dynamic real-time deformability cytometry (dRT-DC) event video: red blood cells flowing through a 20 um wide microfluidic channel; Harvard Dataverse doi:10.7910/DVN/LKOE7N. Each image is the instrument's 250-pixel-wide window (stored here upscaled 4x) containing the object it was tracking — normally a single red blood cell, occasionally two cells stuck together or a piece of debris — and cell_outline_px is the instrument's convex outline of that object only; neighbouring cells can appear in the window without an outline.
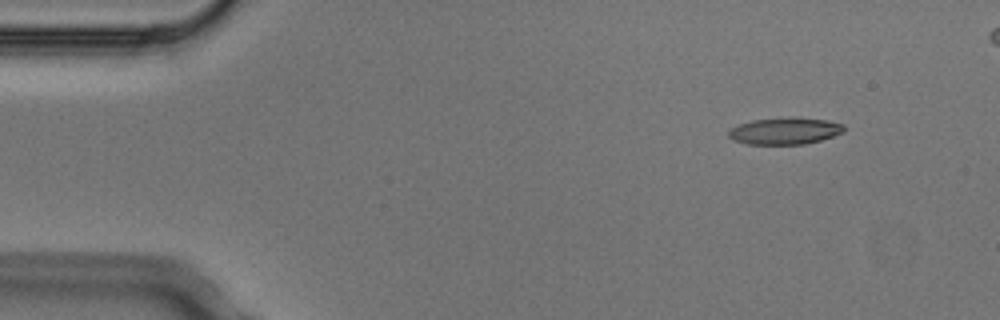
{"species": "Egyptian fruit bat (a non-hibernating species)", "species_latin": "Rousettus aegyptiacus", "temperature_condition": "cold", "stored_images_in_passage": 5, "camera_frame_rate_fps": 3000, "um_per_image_px": 0.085, "animal": {"sex": "male"}, "frame": {"image": 1, "passage_image": 1, "time_ms": 0.0, "image_size_px": [1000, 320], "cell_outline_px": [[844, 132], [820, 140], [804, 144], [748, 144], [736, 140], [728, 136], [728, 132], [732, 128], [740, 124], [752, 120], [788, 116], [828, 120], [844, 124]], "centroid_in_image_um": [66.74, 11.11], "position_along_channel_um": 18.3, "area_um2": 18.03}}
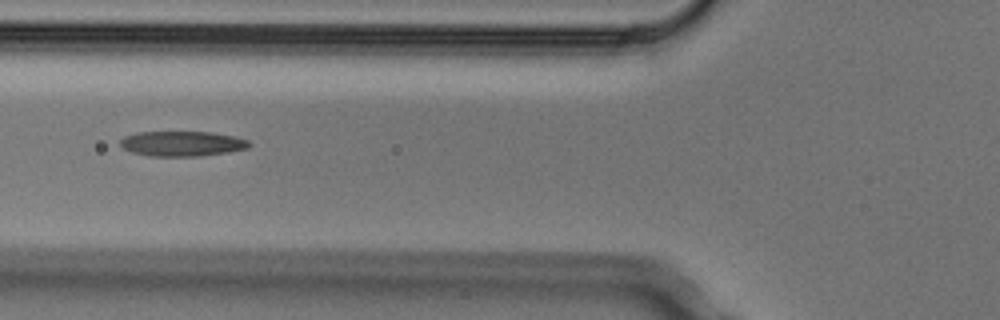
{"frame": {"image": 2, "passage_image": 5, "time_ms": 1.333, "image_size_px": [1000, 320], "cell_outline_px": [[252, 144], [248, 148], [228, 152], [200, 156], [148, 156], [132, 152], [124, 148], [120, 144], [120, 140], [124, 136], [136, 132], [212, 132], [232, 136], [248, 140]], "centroid_in_image_um": [15.47, 12.21], "position_along_channel_um": 110.3, "area_um2": 18.84}}